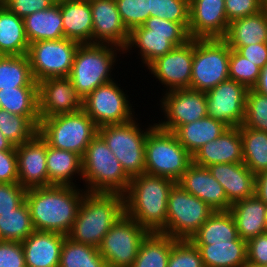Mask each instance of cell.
Instances as JSON below:
<instances>
[{
    "label": "cell",
    "instance_id": "6da1fadb",
    "mask_svg": "<svg viewBox=\"0 0 267 267\" xmlns=\"http://www.w3.org/2000/svg\"><path fill=\"white\" fill-rule=\"evenodd\" d=\"M86 192L76 186L59 185L27 189L25 202L35 230L67 236Z\"/></svg>",
    "mask_w": 267,
    "mask_h": 267
},
{
    "label": "cell",
    "instance_id": "7a4b0ae2",
    "mask_svg": "<svg viewBox=\"0 0 267 267\" xmlns=\"http://www.w3.org/2000/svg\"><path fill=\"white\" fill-rule=\"evenodd\" d=\"M175 183L148 174L132 177L123 194L125 214L148 232H161L166 226L168 195Z\"/></svg>",
    "mask_w": 267,
    "mask_h": 267
},
{
    "label": "cell",
    "instance_id": "3957f363",
    "mask_svg": "<svg viewBox=\"0 0 267 267\" xmlns=\"http://www.w3.org/2000/svg\"><path fill=\"white\" fill-rule=\"evenodd\" d=\"M124 214L122 194L86 192L67 237L76 243L99 248L106 233Z\"/></svg>",
    "mask_w": 267,
    "mask_h": 267
},
{
    "label": "cell",
    "instance_id": "277c9868",
    "mask_svg": "<svg viewBox=\"0 0 267 267\" xmlns=\"http://www.w3.org/2000/svg\"><path fill=\"white\" fill-rule=\"evenodd\" d=\"M80 178L88 184L85 189L87 192L122 195L128 190L131 180L99 134L89 143L82 157V177Z\"/></svg>",
    "mask_w": 267,
    "mask_h": 267
},
{
    "label": "cell",
    "instance_id": "5b68a950",
    "mask_svg": "<svg viewBox=\"0 0 267 267\" xmlns=\"http://www.w3.org/2000/svg\"><path fill=\"white\" fill-rule=\"evenodd\" d=\"M115 49L123 51L111 44L91 43L78 46L69 78L82 98L97 87L113 81L110 72L117 58Z\"/></svg>",
    "mask_w": 267,
    "mask_h": 267
},
{
    "label": "cell",
    "instance_id": "8992f818",
    "mask_svg": "<svg viewBox=\"0 0 267 267\" xmlns=\"http://www.w3.org/2000/svg\"><path fill=\"white\" fill-rule=\"evenodd\" d=\"M192 163V155L175 134L155 125L145 141V174L177 182Z\"/></svg>",
    "mask_w": 267,
    "mask_h": 267
},
{
    "label": "cell",
    "instance_id": "52a82bcc",
    "mask_svg": "<svg viewBox=\"0 0 267 267\" xmlns=\"http://www.w3.org/2000/svg\"><path fill=\"white\" fill-rule=\"evenodd\" d=\"M188 40V30L181 23L150 16L142 26L129 32V40L123 53L130 51L135 45L140 50L143 63L148 67L157 58L174 47L182 46Z\"/></svg>",
    "mask_w": 267,
    "mask_h": 267
},
{
    "label": "cell",
    "instance_id": "ba28073f",
    "mask_svg": "<svg viewBox=\"0 0 267 267\" xmlns=\"http://www.w3.org/2000/svg\"><path fill=\"white\" fill-rule=\"evenodd\" d=\"M38 134L49 146L83 157L87 146L98 134V127L82 109L40 120Z\"/></svg>",
    "mask_w": 267,
    "mask_h": 267
},
{
    "label": "cell",
    "instance_id": "9c48e42d",
    "mask_svg": "<svg viewBox=\"0 0 267 267\" xmlns=\"http://www.w3.org/2000/svg\"><path fill=\"white\" fill-rule=\"evenodd\" d=\"M155 125H151L144 131L133 119L127 123L104 125L98 128V134L130 178L145 174V141L148 132Z\"/></svg>",
    "mask_w": 267,
    "mask_h": 267
},
{
    "label": "cell",
    "instance_id": "30bf717a",
    "mask_svg": "<svg viewBox=\"0 0 267 267\" xmlns=\"http://www.w3.org/2000/svg\"><path fill=\"white\" fill-rule=\"evenodd\" d=\"M230 51L222 38L194 39L190 88L208 92L228 80Z\"/></svg>",
    "mask_w": 267,
    "mask_h": 267
},
{
    "label": "cell",
    "instance_id": "8fae6325",
    "mask_svg": "<svg viewBox=\"0 0 267 267\" xmlns=\"http://www.w3.org/2000/svg\"><path fill=\"white\" fill-rule=\"evenodd\" d=\"M213 213L207 203L175 183L168 195L166 226L160 233L189 240Z\"/></svg>",
    "mask_w": 267,
    "mask_h": 267
},
{
    "label": "cell",
    "instance_id": "7c38bea8",
    "mask_svg": "<svg viewBox=\"0 0 267 267\" xmlns=\"http://www.w3.org/2000/svg\"><path fill=\"white\" fill-rule=\"evenodd\" d=\"M149 232L124 214L110 228L99 246L107 267H131L142 240Z\"/></svg>",
    "mask_w": 267,
    "mask_h": 267
},
{
    "label": "cell",
    "instance_id": "4fadbf2b",
    "mask_svg": "<svg viewBox=\"0 0 267 267\" xmlns=\"http://www.w3.org/2000/svg\"><path fill=\"white\" fill-rule=\"evenodd\" d=\"M80 44L67 38L29 44L28 58L34 80L69 77L75 52Z\"/></svg>",
    "mask_w": 267,
    "mask_h": 267
},
{
    "label": "cell",
    "instance_id": "5bb4252c",
    "mask_svg": "<svg viewBox=\"0 0 267 267\" xmlns=\"http://www.w3.org/2000/svg\"><path fill=\"white\" fill-rule=\"evenodd\" d=\"M126 95L114 81H111L97 87L83 98V110L98 128L127 123L135 116Z\"/></svg>",
    "mask_w": 267,
    "mask_h": 267
},
{
    "label": "cell",
    "instance_id": "9a60e30c",
    "mask_svg": "<svg viewBox=\"0 0 267 267\" xmlns=\"http://www.w3.org/2000/svg\"><path fill=\"white\" fill-rule=\"evenodd\" d=\"M161 100L166 121L155 124L166 131L174 132L181 125L208 116L206 92L191 88L172 90L166 92Z\"/></svg>",
    "mask_w": 267,
    "mask_h": 267
},
{
    "label": "cell",
    "instance_id": "2e32d148",
    "mask_svg": "<svg viewBox=\"0 0 267 267\" xmlns=\"http://www.w3.org/2000/svg\"><path fill=\"white\" fill-rule=\"evenodd\" d=\"M248 89L228 79L206 92L207 115L223 122L228 127H239L245 118Z\"/></svg>",
    "mask_w": 267,
    "mask_h": 267
},
{
    "label": "cell",
    "instance_id": "e0dca14e",
    "mask_svg": "<svg viewBox=\"0 0 267 267\" xmlns=\"http://www.w3.org/2000/svg\"><path fill=\"white\" fill-rule=\"evenodd\" d=\"M37 84L40 120L83 109V98L69 77L46 78Z\"/></svg>",
    "mask_w": 267,
    "mask_h": 267
},
{
    "label": "cell",
    "instance_id": "ac0fdd59",
    "mask_svg": "<svg viewBox=\"0 0 267 267\" xmlns=\"http://www.w3.org/2000/svg\"><path fill=\"white\" fill-rule=\"evenodd\" d=\"M194 56V39L182 46L174 47L170 52L153 61L148 69L167 86L169 91L190 88L192 63Z\"/></svg>",
    "mask_w": 267,
    "mask_h": 267
},
{
    "label": "cell",
    "instance_id": "d6986e66",
    "mask_svg": "<svg viewBox=\"0 0 267 267\" xmlns=\"http://www.w3.org/2000/svg\"><path fill=\"white\" fill-rule=\"evenodd\" d=\"M229 23L225 0H189L190 39L223 38Z\"/></svg>",
    "mask_w": 267,
    "mask_h": 267
},
{
    "label": "cell",
    "instance_id": "ffe728a7",
    "mask_svg": "<svg viewBox=\"0 0 267 267\" xmlns=\"http://www.w3.org/2000/svg\"><path fill=\"white\" fill-rule=\"evenodd\" d=\"M15 147L18 183L25 189L48 187L46 141L37 133L30 141Z\"/></svg>",
    "mask_w": 267,
    "mask_h": 267
},
{
    "label": "cell",
    "instance_id": "44dd1931",
    "mask_svg": "<svg viewBox=\"0 0 267 267\" xmlns=\"http://www.w3.org/2000/svg\"><path fill=\"white\" fill-rule=\"evenodd\" d=\"M93 20V43L111 44L124 50L129 31L124 26L115 0H89Z\"/></svg>",
    "mask_w": 267,
    "mask_h": 267
},
{
    "label": "cell",
    "instance_id": "7402d4cb",
    "mask_svg": "<svg viewBox=\"0 0 267 267\" xmlns=\"http://www.w3.org/2000/svg\"><path fill=\"white\" fill-rule=\"evenodd\" d=\"M176 183L188 193L207 203L214 211H229L231 208L224 188L207 167L192 162Z\"/></svg>",
    "mask_w": 267,
    "mask_h": 267
},
{
    "label": "cell",
    "instance_id": "603a6c76",
    "mask_svg": "<svg viewBox=\"0 0 267 267\" xmlns=\"http://www.w3.org/2000/svg\"><path fill=\"white\" fill-rule=\"evenodd\" d=\"M192 162L203 167L219 163H242L239 127H229L218 138L200 147L192 156Z\"/></svg>",
    "mask_w": 267,
    "mask_h": 267
},
{
    "label": "cell",
    "instance_id": "cb8c5ba5",
    "mask_svg": "<svg viewBox=\"0 0 267 267\" xmlns=\"http://www.w3.org/2000/svg\"><path fill=\"white\" fill-rule=\"evenodd\" d=\"M222 185L229 203L255 195V175L242 163H219L207 167Z\"/></svg>",
    "mask_w": 267,
    "mask_h": 267
},
{
    "label": "cell",
    "instance_id": "d4e9b609",
    "mask_svg": "<svg viewBox=\"0 0 267 267\" xmlns=\"http://www.w3.org/2000/svg\"><path fill=\"white\" fill-rule=\"evenodd\" d=\"M66 237L59 233L35 230L21 242L26 267H59L61 248Z\"/></svg>",
    "mask_w": 267,
    "mask_h": 267
},
{
    "label": "cell",
    "instance_id": "484cf974",
    "mask_svg": "<svg viewBox=\"0 0 267 267\" xmlns=\"http://www.w3.org/2000/svg\"><path fill=\"white\" fill-rule=\"evenodd\" d=\"M64 37L79 44L93 43V20L89 0H57Z\"/></svg>",
    "mask_w": 267,
    "mask_h": 267
},
{
    "label": "cell",
    "instance_id": "4316f807",
    "mask_svg": "<svg viewBox=\"0 0 267 267\" xmlns=\"http://www.w3.org/2000/svg\"><path fill=\"white\" fill-rule=\"evenodd\" d=\"M229 211L241 239L248 241L267 232L266 205L256 195L235 202Z\"/></svg>",
    "mask_w": 267,
    "mask_h": 267
},
{
    "label": "cell",
    "instance_id": "83f0119b",
    "mask_svg": "<svg viewBox=\"0 0 267 267\" xmlns=\"http://www.w3.org/2000/svg\"><path fill=\"white\" fill-rule=\"evenodd\" d=\"M222 39L228 46L267 42V10L231 21Z\"/></svg>",
    "mask_w": 267,
    "mask_h": 267
},
{
    "label": "cell",
    "instance_id": "f1b7e54d",
    "mask_svg": "<svg viewBox=\"0 0 267 267\" xmlns=\"http://www.w3.org/2000/svg\"><path fill=\"white\" fill-rule=\"evenodd\" d=\"M25 34L29 44L42 40L63 39V19L60 5L56 2L50 8L36 11L24 19Z\"/></svg>",
    "mask_w": 267,
    "mask_h": 267
},
{
    "label": "cell",
    "instance_id": "f546056e",
    "mask_svg": "<svg viewBox=\"0 0 267 267\" xmlns=\"http://www.w3.org/2000/svg\"><path fill=\"white\" fill-rule=\"evenodd\" d=\"M195 246L204 267H243L247 263V241L240 237L228 242Z\"/></svg>",
    "mask_w": 267,
    "mask_h": 267
},
{
    "label": "cell",
    "instance_id": "4dcf8cb0",
    "mask_svg": "<svg viewBox=\"0 0 267 267\" xmlns=\"http://www.w3.org/2000/svg\"><path fill=\"white\" fill-rule=\"evenodd\" d=\"M48 186H76L73 175L82 176V157L75 152L56 149L46 142ZM75 173V174H74Z\"/></svg>",
    "mask_w": 267,
    "mask_h": 267
},
{
    "label": "cell",
    "instance_id": "1f68e13d",
    "mask_svg": "<svg viewBox=\"0 0 267 267\" xmlns=\"http://www.w3.org/2000/svg\"><path fill=\"white\" fill-rule=\"evenodd\" d=\"M228 128L223 122L207 116L192 123L181 125L173 133L193 156L200 147L218 138Z\"/></svg>",
    "mask_w": 267,
    "mask_h": 267
},
{
    "label": "cell",
    "instance_id": "d6a6232c",
    "mask_svg": "<svg viewBox=\"0 0 267 267\" xmlns=\"http://www.w3.org/2000/svg\"><path fill=\"white\" fill-rule=\"evenodd\" d=\"M239 237L230 211H214L189 239L194 245L228 242Z\"/></svg>",
    "mask_w": 267,
    "mask_h": 267
},
{
    "label": "cell",
    "instance_id": "836d02e7",
    "mask_svg": "<svg viewBox=\"0 0 267 267\" xmlns=\"http://www.w3.org/2000/svg\"><path fill=\"white\" fill-rule=\"evenodd\" d=\"M28 50L23 18L3 6L0 10V55H26Z\"/></svg>",
    "mask_w": 267,
    "mask_h": 267
},
{
    "label": "cell",
    "instance_id": "e575fe53",
    "mask_svg": "<svg viewBox=\"0 0 267 267\" xmlns=\"http://www.w3.org/2000/svg\"><path fill=\"white\" fill-rule=\"evenodd\" d=\"M0 103L1 109L11 114L28 117L39 127L38 86L2 89L0 90Z\"/></svg>",
    "mask_w": 267,
    "mask_h": 267
},
{
    "label": "cell",
    "instance_id": "d590c367",
    "mask_svg": "<svg viewBox=\"0 0 267 267\" xmlns=\"http://www.w3.org/2000/svg\"><path fill=\"white\" fill-rule=\"evenodd\" d=\"M177 240L160 232H149L142 240L131 267H167L172 246Z\"/></svg>",
    "mask_w": 267,
    "mask_h": 267
},
{
    "label": "cell",
    "instance_id": "8d00e7d4",
    "mask_svg": "<svg viewBox=\"0 0 267 267\" xmlns=\"http://www.w3.org/2000/svg\"><path fill=\"white\" fill-rule=\"evenodd\" d=\"M243 163L256 176L267 170V132L239 126Z\"/></svg>",
    "mask_w": 267,
    "mask_h": 267
},
{
    "label": "cell",
    "instance_id": "74e56055",
    "mask_svg": "<svg viewBox=\"0 0 267 267\" xmlns=\"http://www.w3.org/2000/svg\"><path fill=\"white\" fill-rule=\"evenodd\" d=\"M23 86H38L28 55H0V90Z\"/></svg>",
    "mask_w": 267,
    "mask_h": 267
},
{
    "label": "cell",
    "instance_id": "f35d334b",
    "mask_svg": "<svg viewBox=\"0 0 267 267\" xmlns=\"http://www.w3.org/2000/svg\"><path fill=\"white\" fill-rule=\"evenodd\" d=\"M34 231L29 207L25 201L12 212L0 213V240L22 242Z\"/></svg>",
    "mask_w": 267,
    "mask_h": 267
},
{
    "label": "cell",
    "instance_id": "ab89813d",
    "mask_svg": "<svg viewBox=\"0 0 267 267\" xmlns=\"http://www.w3.org/2000/svg\"><path fill=\"white\" fill-rule=\"evenodd\" d=\"M59 267H107L99 249L90 245L64 239Z\"/></svg>",
    "mask_w": 267,
    "mask_h": 267
},
{
    "label": "cell",
    "instance_id": "60d3db41",
    "mask_svg": "<svg viewBox=\"0 0 267 267\" xmlns=\"http://www.w3.org/2000/svg\"><path fill=\"white\" fill-rule=\"evenodd\" d=\"M0 132L18 146L30 141L38 133V127L28 117L0 109Z\"/></svg>",
    "mask_w": 267,
    "mask_h": 267
},
{
    "label": "cell",
    "instance_id": "b9f144b4",
    "mask_svg": "<svg viewBox=\"0 0 267 267\" xmlns=\"http://www.w3.org/2000/svg\"><path fill=\"white\" fill-rule=\"evenodd\" d=\"M150 16L189 27V0H150Z\"/></svg>",
    "mask_w": 267,
    "mask_h": 267
},
{
    "label": "cell",
    "instance_id": "7bdbcfd3",
    "mask_svg": "<svg viewBox=\"0 0 267 267\" xmlns=\"http://www.w3.org/2000/svg\"><path fill=\"white\" fill-rule=\"evenodd\" d=\"M243 126L267 132V96L261 95L253 89L246 94L245 118Z\"/></svg>",
    "mask_w": 267,
    "mask_h": 267
},
{
    "label": "cell",
    "instance_id": "ee69618b",
    "mask_svg": "<svg viewBox=\"0 0 267 267\" xmlns=\"http://www.w3.org/2000/svg\"><path fill=\"white\" fill-rule=\"evenodd\" d=\"M229 79L252 89L258 82L261 68L231 49L229 59Z\"/></svg>",
    "mask_w": 267,
    "mask_h": 267
},
{
    "label": "cell",
    "instance_id": "f6af8a7d",
    "mask_svg": "<svg viewBox=\"0 0 267 267\" xmlns=\"http://www.w3.org/2000/svg\"><path fill=\"white\" fill-rule=\"evenodd\" d=\"M121 20L127 30L142 26L150 17V0H115Z\"/></svg>",
    "mask_w": 267,
    "mask_h": 267
},
{
    "label": "cell",
    "instance_id": "bcb514c9",
    "mask_svg": "<svg viewBox=\"0 0 267 267\" xmlns=\"http://www.w3.org/2000/svg\"><path fill=\"white\" fill-rule=\"evenodd\" d=\"M167 267H204L197 247L188 239H178L172 246Z\"/></svg>",
    "mask_w": 267,
    "mask_h": 267
},
{
    "label": "cell",
    "instance_id": "7dc6e473",
    "mask_svg": "<svg viewBox=\"0 0 267 267\" xmlns=\"http://www.w3.org/2000/svg\"><path fill=\"white\" fill-rule=\"evenodd\" d=\"M27 189L19 183H0V213L12 212L26 197Z\"/></svg>",
    "mask_w": 267,
    "mask_h": 267
},
{
    "label": "cell",
    "instance_id": "c3c4849f",
    "mask_svg": "<svg viewBox=\"0 0 267 267\" xmlns=\"http://www.w3.org/2000/svg\"><path fill=\"white\" fill-rule=\"evenodd\" d=\"M263 9V0H225V11L229 22L256 14Z\"/></svg>",
    "mask_w": 267,
    "mask_h": 267
},
{
    "label": "cell",
    "instance_id": "681fc988",
    "mask_svg": "<svg viewBox=\"0 0 267 267\" xmlns=\"http://www.w3.org/2000/svg\"><path fill=\"white\" fill-rule=\"evenodd\" d=\"M0 267H26L21 242L0 240Z\"/></svg>",
    "mask_w": 267,
    "mask_h": 267
},
{
    "label": "cell",
    "instance_id": "f907efd6",
    "mask_svg": "<svg viewBox=\"0 0 267 267\" xmlns=\"http://www.w3.org/2000/svg\"><path fill=\"white\" fill-rule=\"evenodd\" d=\"M57 0H4L6 6L11 12L20 18L50 8Z\"/></svg>",
    "mask_w": 267,
    "mask_h": 267
},
{
    "label": "cell",
    "instance_id": "816d5d0a",
    "mask_svg": "<svg viewBox=\"0 0 267 267\" xmlns=\"http://www.w3.org/2000/svg\"><path fill=\"white\" fill-rule=\"evenodd\" d=\"M247 263L255 266L267 265V232L247 241Z\"/></svg>",
    "mask_w": 267,
    "mask_h": 267
},
{
    "label": "cell",
    "instance_id": "f5cc1de1",
    "mask_svg": "<svg viewBox=\"0 0 267 267\" xmlns=\"http://www.w3.org/2000/svg\"><path fill=\"white\" fill-rule=\"evenodd\" d=\"M18 183L16 147L10 151H0V183Z\"/></svg>",
    "mask_w": 267,
    "mask_h": 267
},
{
    "label": "cell",
    "instance_id": "db71d44e",
    "mask_svg": "<svg viewBox=\"0 0 267 267\" xmlns=\"http://www.w3.org/2000/svg\"><path fill=\"white\" fill-rule=\"evenodd\" d=\"M229 48L236 50L240 55L260 68L267 64V42L248 46H229Z\"/></svg>",
    "mask_w": 267,
    "mask_h": 267
},
{
    "label": "cell",
    "instance_id": "11a10c76",
    "mask_svg": "<svg viewBox=\"0 0 267 267\" xmlns=\"http://www.w3.org/2000/svg\"><path fill=\"white\" fill-rule=\"evenodd\" d=\"M255 195L267 206V170L255 176Z\"/></svg>",
    "mask_w": 267,
    "mask_h": 267
},
{
    "label": "cell",
    "instance_id": "9f6ffc18",
    "mask_svg": "<svg viewBox=\"0 0 267 267\" xmlns=\"http://www.w3.org/2000/svg\"><path fill=\"white\" fill-rule=\"evenodd\" d=\"M252 89L261 95L267 96V64L261 68L258 82Z\"/></svg>",
    "mask_w": 267,
    "mask_h": 267
},
{
    "label": "cell",
    "instance_id": "6f0895ef",
    "mask_svg": "<svg viewBox=\"0 0 267 267\" xmlns=\"http://www.w3.org/2000/svg\"><path fill=\"white\" fill-rule=\"evenodd\" d=\"M15 146L0 132V151L13 150Z\"/></svg>",
    "mask_w": 267,
    "mask_h": 267
},
{
    "label": "cell",
    "instance_id": "680465c9",
    "mask_svg": "<svg viewBox=\"0 0 267 267\" xmlns=\"http://www.w3.org/2000/svg\"><path fill=\"white\" fill-rule=\"evenodd\" d=\"M243 267H267V265L255 266V265H250V264L246 263Z\"/></svg>",
    "mask_w": 267,
    "mask_h": 267
},
{
    "label": "cell",
    "instance_id": "91938a15",
    "mask_svg": "<svg viewBox=\"0 0 267 267\" xmlns=\"http://www.w3.org/2000/svg\"><path fill=\"white\" fill-rule=\"evenodd\" d=\"M4 6V0H0V10L3 8Z\"/></svg>",
    "mask_w": 267,
    "mask_h": 267
},
{
    "label": "cell",
    "instance_id": "94428289",
    "mask_svg": "<svg viewBox=\"0 0 267 267\" xmlns=\"http://www.w3.org/2000/svg\"><path fill=\"white\" fill-rule=\"evenodd\" d=\"M264 8L267 10V0H263Z\"/></svg>",
    "mask_w": 267,
    "mask_h": 267
},
{
    "label": "cell",
    "instance_id": "6125c7cd",
    "mask_svg": "<svg viewBox=\"0 0 267 267\" xmlns=\"http://www.w3.org/2000/svg\"><path fill=\"white\" fill-rule=\"evenodd\" d=\"M266 222H267V206H266Z\"/></svg>",
    "mask_w": 267,
    "mask_h": 267
}]
</instances>
